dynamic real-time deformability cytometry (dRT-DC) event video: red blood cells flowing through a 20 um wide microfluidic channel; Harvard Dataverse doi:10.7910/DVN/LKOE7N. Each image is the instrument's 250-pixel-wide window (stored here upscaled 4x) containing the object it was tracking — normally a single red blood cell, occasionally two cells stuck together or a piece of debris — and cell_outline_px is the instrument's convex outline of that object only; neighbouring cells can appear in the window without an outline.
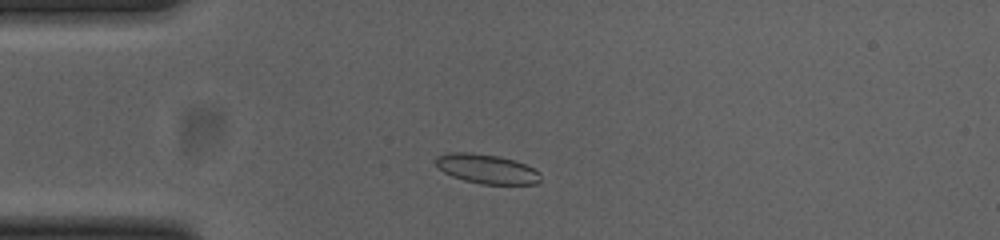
{"species": "common noctule bat (a hibernating species)", "species_latin": "Nyctalus noctula", "temperature_condition": "cold", "stored_images_in_passage": 46, "camera_frame_rate_fps": 3000, "um_per_image_px": 0.085, "animal": {"sex": "female", "body_mass_g": 23.0, "forearm_length_mm": 53.4}, "frame": {"image": 1, "passage_image": 6, "time_ms": 1.667, "image_size_px": [1000, 240], "cell_outline_px": [[540, 180], [536, 184], [480, 184], [464, 180], [452, 176], [444, 172], [436, 164], [436, 156], [448, 152], [472, 152], [496, 156], [512, 160], [524, 164], [540, 172]], "centroid_in_image_um": [41.35, 14.36], "position_along_channel_um": 43.6, "area_um2": 17.8}}
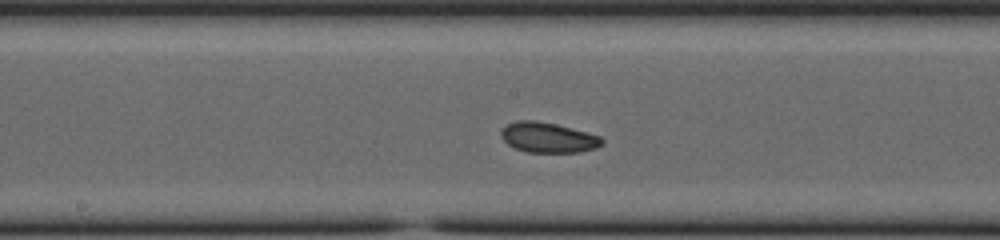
{"frame": {"image": 2, "passage_image": 20, "time_ms": 6.333, "image_size_px": [1000, 240], "cell_outline_px": [[604, 144], [596, 148], [580, 152], [528, 152], [516, 148], [508, 144], [500, 136], [500, 132], [508, 124], [516, 120], [536, 120], [556, 124], [600, 136], [604, 140]], "centroid_in_image_um": [46.6, 11.69], "position_along_channel_um": 201.6, "area_um2": 17.69}}
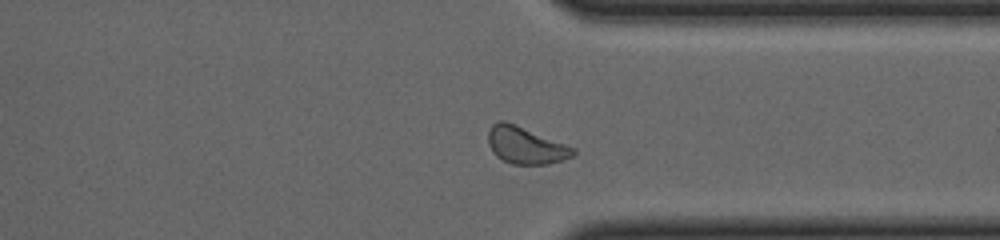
{"frame": {"image": 3, "passage_image": 33, "time_ms": 10.667, "image_size_px": [1000, 240], "cell_outline_px": [[576, 152], [572, 156], [564, 160], [548, 164], [512, 164], [496, 156], [492, 152], [488, 144], [488, 128], [492, 124], [500, 120], [504, 120], [576, 148]], "centroid_in_image_um": [44.66, 12.36], "position_along_channel_um": 366.7, "area_um2": 18.32}, "authors_computed_cell_mechanics": {"area_um2": 17.8313, "velocity_mm_per_s": 3.8314, "shape_relaxation_time_tau1_ms": 6.6256, "shape_relaxation_time_tau2_ms": 4.8517, "deformation_change_tau1": 0.0757, "deformation_change_tau2": 0.0991}}